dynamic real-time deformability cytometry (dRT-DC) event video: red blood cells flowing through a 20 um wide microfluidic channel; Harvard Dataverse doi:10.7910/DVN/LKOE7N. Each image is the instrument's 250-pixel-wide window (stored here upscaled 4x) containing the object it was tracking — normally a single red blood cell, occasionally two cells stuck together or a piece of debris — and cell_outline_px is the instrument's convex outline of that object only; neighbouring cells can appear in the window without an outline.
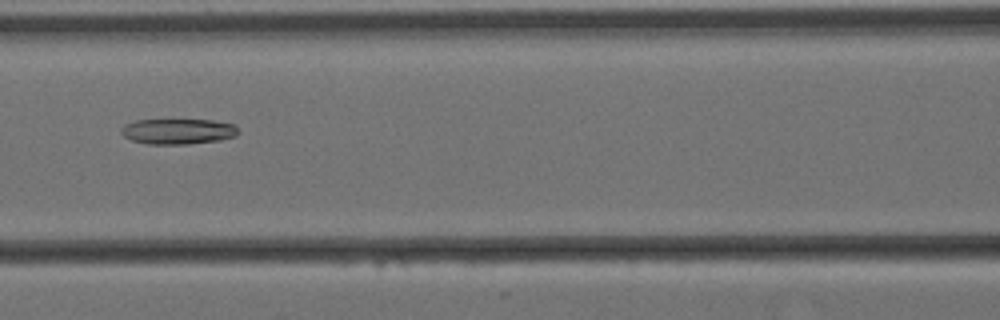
{"species": "Egyptian fruit bat (a non-hibernating species)", "species_latin": "Rousettus aegyptiacus", "temperature_condition": "cold", "stored_images_in_passage": 5, "camera_frame_rate_fps": 3000, "um_per_image_px": 0.085, "animal": {"sex": "female"}, "frame": {"image": 1, "passage_image": 5, "time_ms": 1.333, "image_size_px": [1000, 320], "cell_outline_px": [[240, 132], [236, 136], [220, 140], [188, 144], [148, 144], [132, 140], [124, 136], [120, 132], [120, 128], [124, 124], [136, 120], [212, 120], [236, 124]], "centroid_in_image_um": [15.15, 11.16], "position_along_channel_um": 151.4, "area_um2": 17.57}}